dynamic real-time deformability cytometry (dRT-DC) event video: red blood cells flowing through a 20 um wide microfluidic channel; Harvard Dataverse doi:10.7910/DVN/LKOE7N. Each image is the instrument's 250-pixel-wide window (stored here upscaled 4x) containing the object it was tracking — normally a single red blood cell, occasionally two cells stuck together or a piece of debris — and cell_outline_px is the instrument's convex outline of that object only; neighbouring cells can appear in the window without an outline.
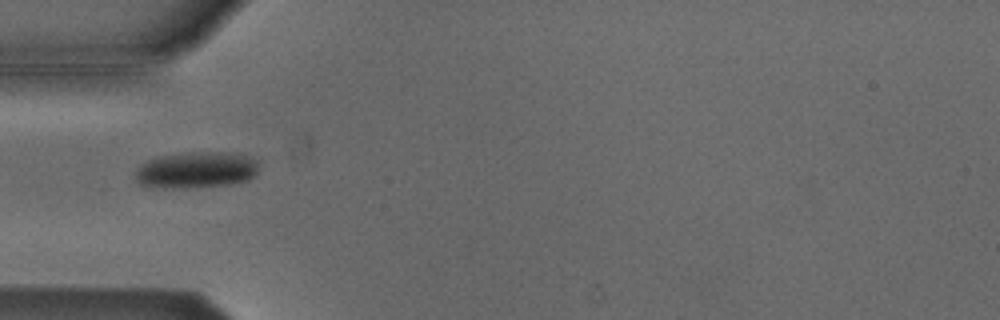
{"species": "Egyptian fruit bat (a non-hibernating species)", "species_latin": "Rousettus aegyptiacus", "temperature_condition": "cold", "stored_images_in_passage": 6, "camera_frame_rate_fps": 3000, "um_per_image_px": 0.085, "animal": {"sex": "male"}, "frame": {"image": 1, "passage_image": 4, "time_ms": 1.0, "image_size_px": [1000, 320], "cell_outline_px": [[256, 172], [248, 180], [228, 184], [184, 188], [164, 188], [140, 184], [136, 180], [136, 168], [148, 160], [156, 156], [188, 152], [220, 152], [244, 156], [256, 160]], "centroid_in_image_um": [16.6, 14.45], "position_along_channel_um": 68.4, "area_um2": 25.78}}
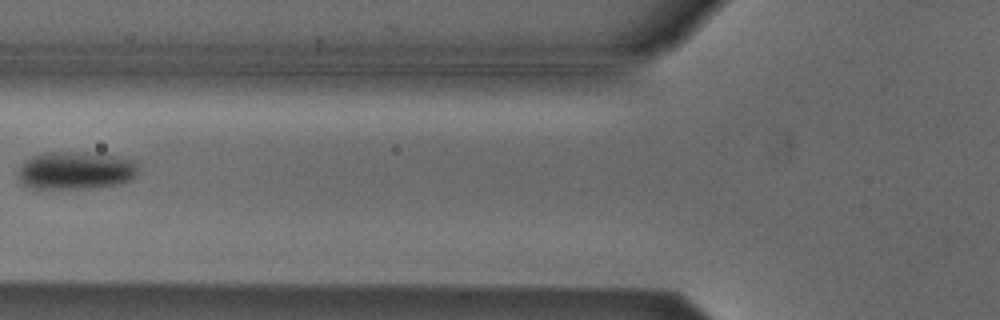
{"frame": {"image": 2, "passage_image": 5, "time_ms": 1.333, "image_size_px": [1000, 320], "cell_outline_px": [[136, 176], [132, 180], [120, 184], [88, 188], [32, 188], [24, 184], [16, 176], [16, 172], [20, 164], [24, 160], [32, 156], [44, 152], [84, 152], [112, 156], [136, 160]], "centroid_in_image_um": [6.39, 14.49], "position_along_channel_um": 119.4, "area_um2": 26.65}}
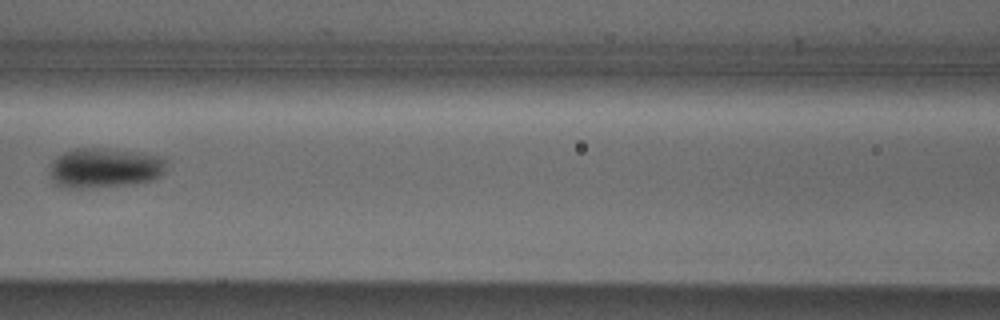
{"frame": {"image": 3, "passage_image": 6, "time_ms": 1.667, "image_size_px": [1000, 320], "cell_outline_px": [[168, 160], [164, 172], [160, 176], [152, 180], [136, 184], [84, 188], [68, 188], [56, 184], [48, 176], [48, 172], [56, 156], [72, 148], [104, 148], [140, 152], [164, 156]], "centroid_in_image_um": [8.92, 14.26], "position_along_channel_um": 157.7, "area_um2": 27.74}}